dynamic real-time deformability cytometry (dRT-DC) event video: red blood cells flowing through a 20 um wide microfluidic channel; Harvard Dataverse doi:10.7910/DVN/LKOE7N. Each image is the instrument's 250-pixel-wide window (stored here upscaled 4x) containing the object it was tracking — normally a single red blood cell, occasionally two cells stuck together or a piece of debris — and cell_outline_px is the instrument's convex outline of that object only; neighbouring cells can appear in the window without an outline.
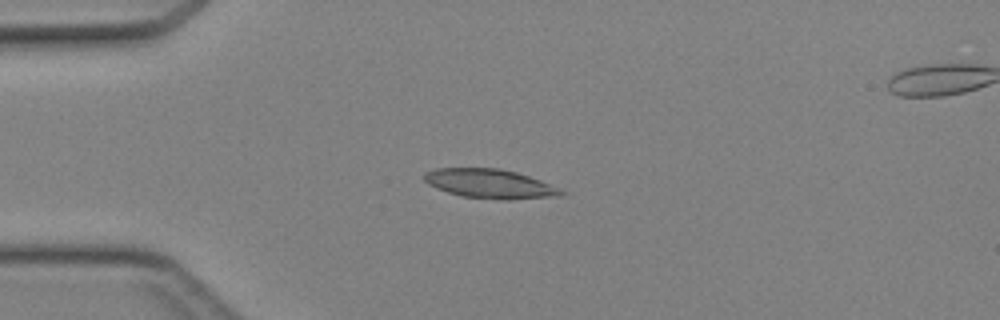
{"species": "Egyptian fruit bat (a non-hibernating species)", "species_latin": "Rousettus aegyptiacus", "temperature_condition": "cold", "stored_images_in_passage": 36, "segment_of_instrument_passage": [1, 2], "camera_frame_rate_fps": 3000, "um_per_image_px": 0.085, "animal": {"sex": "female"}, "frame": {"image": 1, "passage_image": 1, "time_ms": 0.0, "image_size_px": [1000, 320], "cell_outline_px": [[568, 192], [564, 196], [508, 200], [504, 200], [460, 196], [436, 188], [428, 184], [424, 180], [424, 172], [436, 168], [500, 168], [516, 172], [540, 180], [560, 188]], "centroid_in_image_um": [41.68, 15.63], "position_along_channel_um": 43.3, "area_um2": 23.58}}
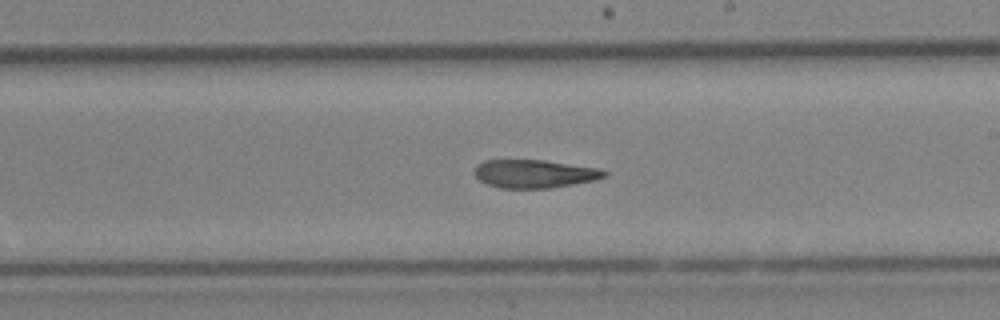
{"frame": {"image": 2, "passage_image": 16, "time_ms": 5.0, "image_size_px": [1000, 320], "cell_outline_px": [[608, 176], [596, 180], [552, 188], [500, 188], [488, 184], [480, 180], [476, 176], [476, 164], [484, 160], [544, 160], [596, 168], [608, 172]], "centroid_in_image_um": [45.45, 14.77], "position_along_channel_um": 243.5, "area_um2": 21.27}}
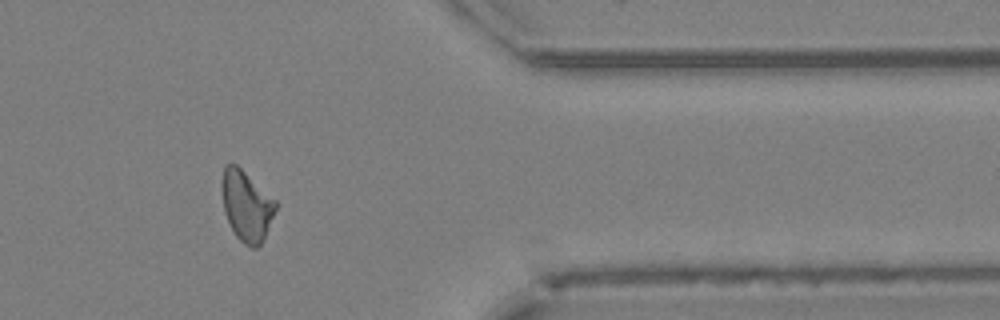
{"frame": {"image": 3, "passage_image": 27, "time_ms": 8.667, "image_size_px": [1000, 320], "cell_outline_px": [[276, 208], [264, 236], [260, 244], [256, 248], [252, 248], [244, 244], [236, 236], [224, 212], [220, 184], [224, 164], [236, 164], [276, 200]], "centroid_in_image_um": [20.91, 17.46], "position_along_channel_um": 390.5, "area_um2": 21.85}}